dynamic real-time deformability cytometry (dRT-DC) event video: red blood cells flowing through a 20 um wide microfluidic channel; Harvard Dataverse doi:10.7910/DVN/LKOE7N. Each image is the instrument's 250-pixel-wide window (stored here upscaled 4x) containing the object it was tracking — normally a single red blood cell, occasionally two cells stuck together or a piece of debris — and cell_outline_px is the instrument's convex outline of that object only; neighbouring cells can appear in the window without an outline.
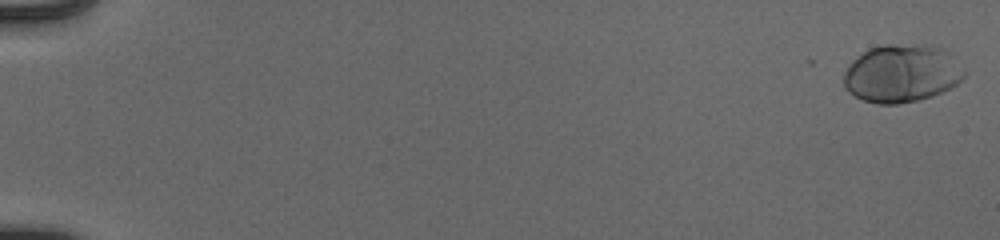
{"species": "human", "species_latin": "Homo sapiens", "temperature_condition": "cold", "stored_images_in_passage": 54, "camera_frame_rate_fps": 3000, "um_per_image_px": 0.085, "donor": {"sex": "male"}, "frame": {"image": 1, "passage_image": 1, "time_ms": 0.0, "image_size_px": [1000, 240], "cell_outline_px": [[964, 76], [956, 84], [932, 96], [916, 100], [896, 104], [876, 104], [864, 100], [848, 92], [844, 88], [844, 72], [848, 64], [856, 56], [868, 48], [884, 44], [924, 44], [944, 48], [964, 72]], "centroid_in_image_um": [76.58, 6.22], "position_along_channel_um": 8.4, "area_um2": 40.58}}
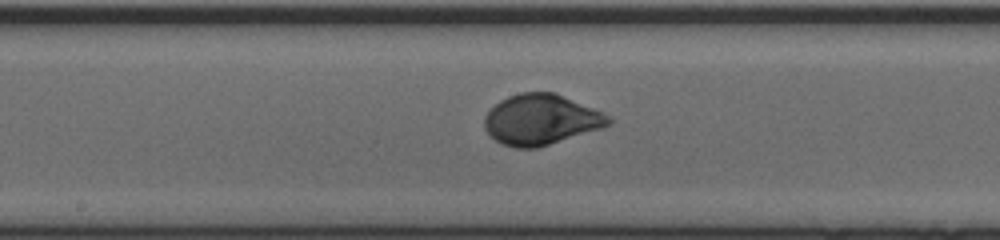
{"frame": {"image": 2, "passage_image": 31, "time_ms": 10.0, "image_size_px": [1000, 240], "cell_outline_px": [[612, 124], [600, 128], [536, 148], [516, 148], [500, 144], [484, 128], [484, 116], [500, 100], [508, 96], [520, 92], [556, 92], [604, 112], [612, 120]], "centroid_in_image_um": [45.98, 10.15], "position_along_channel_um": 202.2, "area_um2": 36.41}}
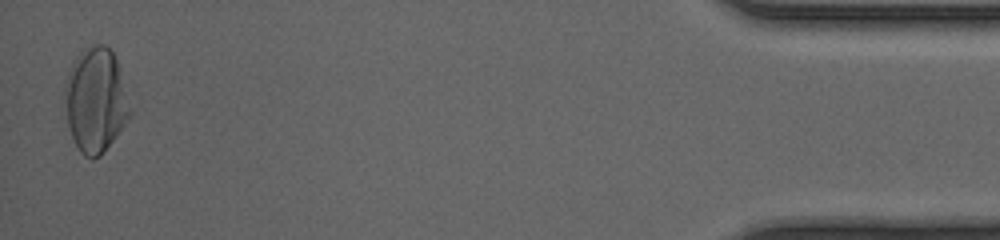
{"frame": {"image": 3, "passage_image": 54, "time_ms": 17.667, "image_size_px": [1000, 240], "cell_outline_px": [[132, 112], [124, 124], [100, 156], [92, 160], [84, 156], [80, 152], [72, 136], [68, 124], [64, 92], [64, 88], [68, 72], [76, 56], [84, 48], [96, 44], [104, 44], [112, 52], [116, 60]], "centroid_in_image_um": [8.11, 8.51], "position_along_channel_um": 427.1, "area_um2": 39.13}, "authors_computed_cell_mechanics": {"area_um2": 36.3562, "velocity_mm_per_s": 3.9143, "shape_relaxation_time_tau1_ms": 2.6514, "shape_relaxation_time_tau2_ms": null, "deformation_change_tau1": 0.1611, "deformation_change_tau2": null}}